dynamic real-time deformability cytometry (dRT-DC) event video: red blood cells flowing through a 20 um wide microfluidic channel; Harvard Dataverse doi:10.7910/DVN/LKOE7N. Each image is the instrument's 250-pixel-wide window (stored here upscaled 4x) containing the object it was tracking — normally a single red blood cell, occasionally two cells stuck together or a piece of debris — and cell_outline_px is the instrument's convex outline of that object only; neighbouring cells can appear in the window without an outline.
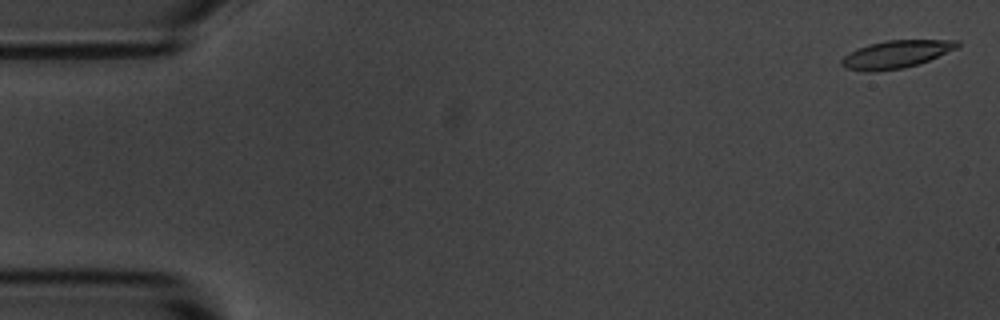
{"species": "common noctule bat (a hibernating species)", "species_latin": "Nyctalus noctula", "temperature_condition": "room temperature", "stored_images_in_passage": 6, "segment_of_instrument_passage": [2, 2], "camera_frame_rate_fps": 3000, "um_per_image_px": 0.085, "animal": {"sex": "male", "body_mass_g": 20.1, "forearm_length_mm": 53.5}, "frame": {"image": 1, "passage_image": 6, "time_ms": 1.667, "image_size_px": [1000, 320], "cell_outline_px": [[960, 44], [956, 48], [928, 60], [904, 68], [872, 72], [864, 72], [844, 68], [840, 64], [840, 60], [844, 56], [856, 48], [868, 44], [884, 40], [960, 40]], "centroid_in_image_um": [76.09, 4.61], "position_along_channel_um": 8.9, "area_um2": 18.73}}